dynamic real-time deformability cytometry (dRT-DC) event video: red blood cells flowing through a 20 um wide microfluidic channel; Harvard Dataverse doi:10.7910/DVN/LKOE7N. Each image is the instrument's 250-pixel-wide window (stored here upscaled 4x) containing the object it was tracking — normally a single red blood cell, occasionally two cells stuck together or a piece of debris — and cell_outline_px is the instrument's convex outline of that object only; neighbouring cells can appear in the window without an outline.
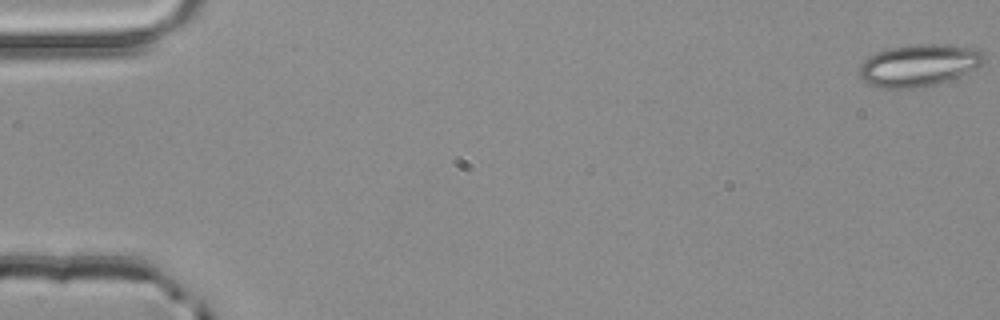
{"species": "common noctule bat (a hibernating species)", "species_latin": "Nyctalus noctula", "temperature_condition": "room temperature", "stored_images_in_passage": 4, "camera_frame_rate_fps": 3000, "um_per_image_px": 0.085, "animal": {"sex": "male", "body_mass_g": 20.4}, "frame": {"image": 1, "passage_image": 1, "time_ms": 0.0, "image_size_px": [1000, 320], "cell_outline_px": [[984, 64], [940, 84], [924, 88], [896, 92], [880, 88], [868, 84], [860, 76], [860, 64], [868, 56], [876, 52], [888, 48], [908, 44], [964, 44], [980, 48], [984, 52]], "centroid_in_image_um": [78.12, 5.57], "position_along_channel_um": 6.9, "area_um2": 32.02}}